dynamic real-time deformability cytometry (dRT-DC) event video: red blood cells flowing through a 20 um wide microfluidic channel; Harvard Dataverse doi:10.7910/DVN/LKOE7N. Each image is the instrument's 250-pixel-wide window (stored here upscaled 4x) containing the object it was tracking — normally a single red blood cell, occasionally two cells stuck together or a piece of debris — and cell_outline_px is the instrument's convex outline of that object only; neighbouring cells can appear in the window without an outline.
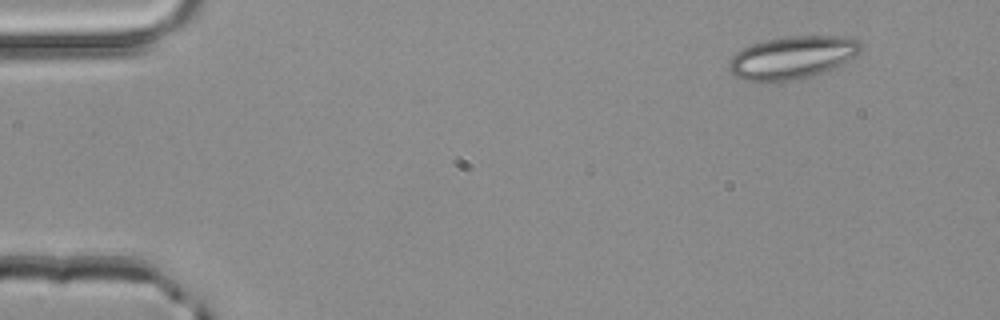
{"species": "common noctule bat (a hibernating species)", "species_latin": "Nyctalus noctula", "temperature_condition": "room temperature", "stored_images_in_passage": 3, "camera_frame_rate_fps": 3000, "um_per_image_px": 0.085, "animal": {"sex": "male", "body_mass_g": 20.4}, "frame": {"image": 1, "passage_image": 1, "time_ms": 0.0, "image_size_px": [1000, 320], "cell_outline_px": [[864, 44], [860, 52], [856, 56], [824, 72], [800, 80], [780, 84], [744, 80], [736, 76], [728, 68], [728, 60], [736, 52], [752, 44], [764, 40], [788, 36], [840, 36], [860, 40]], "centroid_in_image_um": [67.34, 4.92], "position_along_channel_um": 17.7, "area_um2": 33.52}}